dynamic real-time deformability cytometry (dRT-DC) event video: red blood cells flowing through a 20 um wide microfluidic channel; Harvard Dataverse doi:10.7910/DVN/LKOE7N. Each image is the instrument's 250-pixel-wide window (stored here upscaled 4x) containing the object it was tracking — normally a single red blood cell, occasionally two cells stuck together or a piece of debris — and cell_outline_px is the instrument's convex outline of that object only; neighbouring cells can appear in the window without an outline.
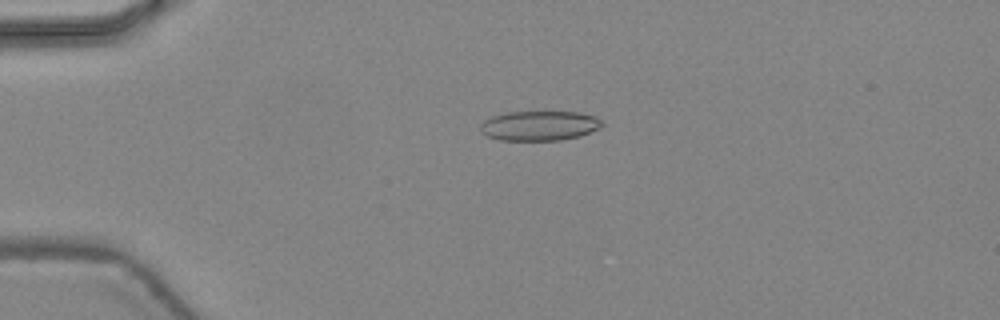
{"species": "common noctule bat (a hibernating species)", "species_latin": "Nyctalus noctula", "temperature_condition": "warm", "stored_images_in_passage": 19, "camera_frame_rate_fps": 3000, "um_per_image_px": 0.085, "animal": {"sex": "female", "body_mass_g": 24.6, "forearm_length_mm": 56.2}, "frame": {"image": 1, "passage_image": 12, "time_ms": 3.667, "image_size_px": [1000, 320], "cell_outline_px": [[604, 124], [600, 128], [580, 136], [560, 140], [500, 140], [488, 136], [480, 132], [480, 124], [484, 120], [492, 116], [508, 112], [576, 112], [596, 116]], "centroid_in_image_um": [45.84, 10.69], "position_along_channel_um": 39.2, "area_um2": 21.1}}
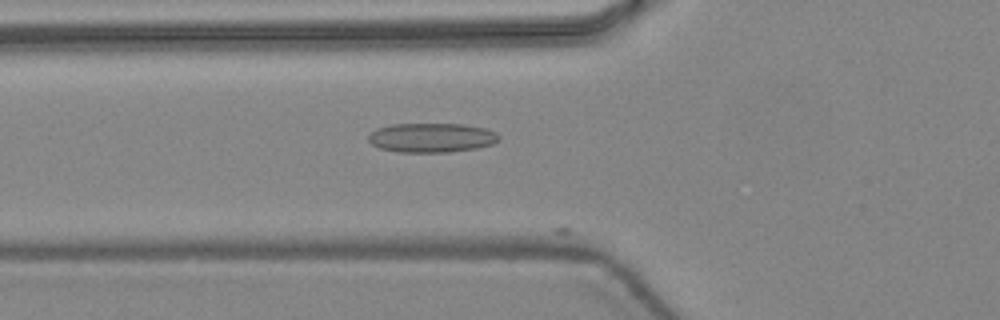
{"frame": {"image": 2, "passage_image": 18, "time_ms": 5.667, "image_size_px": [1000, 320], "cell_outline_px": [[500, 140], [492, 144], [476, 148], [448, 152], [400, 152], [380, 148], [372, 144], [368, 140], [368, 136], [376, 128], [392, 124], [464, 124], [484, 128], [496, 132], [500, 136]], "centroid_in_image_um": [36.69, 11.7], "position_along_channel_um": 89.1, "area_um2": 22.31}}